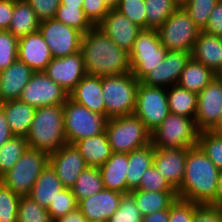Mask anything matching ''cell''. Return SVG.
Wrapping results in <instances>:
<instances>
[{"label": "cell", "mask_w": 222, "mask_h": 222, "mask_svg": "<svg viewBox=\"0 0 222 222\" xmlns=\"http://www.w3.org/2000/svg\"><path fill=\"white\" fill-rule=\"evenodd\" d=\"M55 19L79 30L83 34L94 27L85 16L83 8L60 5L57 9Z\"/></svg>", "instance_id": "36"}, {"label": "cell", "mask_w": 222, "mask_h": 222, "mask_svg": "<svg viewBox=\"0 0 222 222\" xmlns=\"http://www.w3.org/2000/svg\"><path fill=\"white\" fill-rule=\"evenodd\" d=\"M49 164V154L28 148L0 180L19 196H29L41 172Z\"/></svg>", "instance_id": "7"}, {"label": "cell", "mask_w": 222, "mask_h": 222, "mask_svg": "<svg viewBox=\"0 0 222 222\" xmlns=\"http://www.w3.org/2000/svg\"><path fill=\"white\" fill-rule=\"evenodd\" d=\"M96 27L118 47L123 48L128 53L132 49L133 42L138 34L142 31L140 27L116 9L109 10L108 14Z\"/></svg>", "instance_id": "17"}, {"label": "cell", "mask_w": 222, "mask_h": 222, "mask_svg": "<svg viewBox=\"0 0 222 222\" xmlns=\"http://www.w3.org/2000/svg\"><path fill=\"white\" fill-rule=\"evenodd\" d=\"M20 198L0 180V222H17Z\"/></svg>", "instance_id": "42"}, {"label": "cell", "mask_w": 222, "mask_h": 222, "mask_svg": "<svg viewBox=\"0 0 222 222\" xmlns=\"http://www.w3.org/2000/svg\"><path fill=\"white\" fill-rule=\"evenodd\" d=\"M218 1L219 0H189L182 7L189 14L194 24L203 31Z\"/></svg>", "instance_id": "40"}, {"label": "cell", "mask_w": 222, "mask_h": 222, "mask_svg": "<svg viewBox=\"0 0 222 222\" xmlns=\"http://www.w3.org/2000/svg\"><path fill=\"white\" fill-rule=\"evenodd\" d=\"M28 149L25 136H12L0 147V178L5 175Z\"/></svg>", "instance_id": "35"}, {"label": "cell", "mask_w": 222, "mask_h": 222, "mask_svg": "<svg viewBox=\"0 0 222 222\" xmlns=\"http://www.w3.org/2000/svg\"><path fill=\"white\" fill-rule=\"evenodd\" d=\"M35 72L17 59L7 69L0 71V103L19 100L22 90Z\"/></svg>", "instance_id": "21"}, {"label": "cell", "mask_w": 222, "mask_h": 222, "mask_svg": "<svg viewBox=\"0 0 222 222\" xmlns=\"http://www.w3.org/2000/svg\"><path fill=\"white\" fill-rule=\"evenodd\" d=\"M83 10L85 16L94 27H96L109 12L103 0H84Z\"/></svg>", "instance_id": "49"}, {"label": "cell", "mask_w": 222, "mask_h": 222, "mask_svg": "<svg viewBox=\"0 0 222 222\" xmlns=\"http://www.w3.org/2000/svg\"><path fill=\"white\" fill-rule=\"evenodd\" d=\"M80 51L88 75L103 77L131 72L129 53L97 27L83 34Z\"/></svg>", "instance_id": "1"}, {"label": "cell", "mask_w": 222, "mask_h": 222, "mask_svg": "<svg viewBox=\"0 0 222 222\" xmlns=\"http://www.w3.org/2000/svg\"><path fill=\"white\" fill-rule=\"evenodd\" d=\"M87 222H107V221H87Z\"/></svg>", "instance_id": "62"}, {"label": "cell", "mask_w": 222, "mask_h": 222, "mask_svg": "<svg viewBox=\"0 0 222 222\" xmlns=\"http://www.w3.org/2000/svg\"><path fill=\"white\" fill-rule=\"evenodd\" d=\"M71 189L78 203L102 191L104 186L99 168L87 167L80 173Z\"/></svg>", "instance_id": "33"}, {"label": "cell", "mask_w": 222, "mask_h": 222, "mask_svg": "<svg viewBox=\"0 0 222 222\" xmlns=\"http://www.w3.org/2000/svg\"><path fill=\"white\" fill-rule=\"evenodd\" d=\"M211 69L195 61L192 57L186 63L177 85L196 94L200 93L215 77Z\"/></svg>", "instance_id": "31"}, {"label": "cell", "mask_w": 222, "mask_h": 222, "mask_svg": "<svg viewBox=\"0 0 222 222\" xmlns=\"http://www.w3.org/2000/svg\"><path fill=\"white\" fill-rule=\"evenodd\" d=\"M36 13L40 22L54 19L57 9L60 6V0H26Z\"/></svg>", "instance_id": "48"}, {"label": "cell", "mask_w": 222, "mask_h": 222, "mask_svg": "<svg viewBox=\"0 0 222 222\" xmlns=\"http://www.w3.org/2000/svg\"><path fill=\"white\" fill-rule=\"evenodd\" d=\"M139 83L131 72L102 77L105 115L109 119L134 113Z\"/></svg>", "instance_id": "4"}, {"label": "cell", "mask_w": 222, "mask_h": 222, "mask_svg": "<svg viewBox=\"0 0 222 222\" xmlns=\"http://www.w3.org/2000/svg\"><path fill=\"white\" fill-rule=\"evenodd\" d=\"M203 31L211 35L222 36V0L216 3Z\"/></svg>", "instance_id": "52"}, {"label": "cell", "mask_w": 222, "mask_h": 222, "mask_svg": "<svg viewBox=\"0 0 222 222\" xmlns=\"http://www.w3.org/2000/svg\"><path fill=\"white\" fill-rule=\"evenodd\" d=\"M17 222H55L47 209L39 206L30 196H21Z\"/></svg>", "instance_id": "37"}, {"label": "cell", "mask_w": 222, "mask_h": 222, "mask_svg": "<svg viewBox=\"0 0 222 222\" xmlns=\"http://www.w3.org/2000/svg\"><path fill=\"white\" fill-rule=\"evenodd\" d=\"M74 145L88 167H101L113 153L106 132L77 141Z\"/></svg>", "instance_id": "26"}, {"label": "cell", "mask_w": 222, "mask_h": 222, "mask_svg": "<svg viewBox=\"0 0 222 222\" xmlns=\"http://www.w3.org/2000/svg\"><path fill=\"white\" fill-rule=\"evenodd\" d=\"M222 115V78L217 75L200 93L197 94V129L212 131Z\"/></svg>", "instance_id": "14"}, {"label": "cell", "mask_w": 222, "mask_h": 222, "mask_svg": "<svg viewBox=\"0 0 222 222\" xmlns=\"http://www.w3.org/2000/svg\"><path fill=\"white\" fill-rule=\"evenodd\" d=\"M199 206L200 204L178 198L169 208V222H192Z\"/></svg>", "instance_id": "47"}, {"label": "cell", "mask_w": 222, "mask_h": 222, "mask_svg": "<svg viewBox=\"0 0 222 222\" xmlns=\"http://www.w3.org/2000/svg\"><path fill=\"white\" fill-rule=\"evenodd\" d=\"M198 146L215 166L222 171V136L213 131H201Z\"/></svg>", "instance_id": "38"}, {"label": "cell", "mask_w": 222, "mask_h": 222, "mask_svg": "<svg viewBox=\"0 0 222 222\" xmlns=\"http://www.w3.org/2000/svg\"><path fill=\"white\" fill-rule=\"evenodd\" d=\"M103 2L109 10H113L116 9L119 0H103Z\"/></svg>", "instance_id": "59"}, {"label": "cell", "mask_w": 222, "mask_h": 222, "mask_svg": "<svg viewBox=\"0 0 222 222\" xmlns=\"http://www.w3.org/2000/svg\"><path fill=\"white\" fill-rule=\"evenodd\" d=\"M105 132L114 153H129L151 144V132L134 114L110 118Z\"/></svg>", "instance_id": "5"}, {"label": "cell", "mask_w": 222, "mask_h": 222, "mask_svg": "<svg viewBox=\"0 0 222 222\" xmlns=\"http://www.w3.org/2000/svg\"><path fill=\"white\" fill-rule=\"evenodd\" d=\"M68 98V92L44 72H35L22 90L19 100L37 109L44 106L63 105Z\"/></svg>", "instance_id": "13"}, {"label": "cell", "mask_w": 222, "mask_h": 222, "mask_svg": "<svg viewBox=\"0 0 222 222\" xmlns=\"http://www.w3.org/2000/svg\"><path fill=\"white\" fill-rule=\"evenodd\" d=\"M142 218L134 197L128 193L122 196L118 209L107 222H141Z\"/></svg>", "instance_id": "44"}, {"label": "cell", "mask_w": 222, "mask_h": 222, "mask_svg": "<svg viewBox=\"0 0 222 222\" xmlns=\"http://www.w3.org/2000/svg\"><path fill=\"white\" fill-rule=\"evenodd\" d=\"M146 29L158 30L179 7L175 0H144Z\"/></svg>", "instance_id": "34"}, {"label": "cell", "mask_w": 222, "mask_h": 222, "mask_svg": "<svg viewBox=\"0 0 222 222\" xmlns=\"http://www.w3.org/2000/svg\"><path fill=\"white\" fill-rule=\"evenodd\" d=\"M18 59L34 72H43L53 59L48 44L39 31L18 39Z\"/></svg>", "instance_id": "20"}, {"label": "cell", "mask_w": 222, "mask_h": 222, "mask_svg": "<svg viewBox=\"0 0 222 222\" xmlns=\"http://www.w3.org/2000/svg\"><path fill=\"white\" fill-rule=\"evenodd\" d=\"M192 222H222V208L200 205L194 213Z\"/></svg>", "instance_id": "50"}, {"label": "cell", "mask_w": 222, "mask_h": 222, "mask_svg": "<svg viewBox=\"0 0 222 222\" xmlns=\"http://www.w3.org/2000/svg\"><path fill=\"white\" fill-rule=\"evenodd\" d=\"M144 0H119L116 10L125 15L142 30H146V10Z\"/></svg>", "instance_id": "45"}, {"label": "cell", "mask_w": 222, "mask_h": 222, "mask_svg": "<svg viewBox=\"0 0 222 222\" xmlns=\"http://www.w3.org/2000/svg\"><path fill=\"white\" fill-rule=\"evenodd\" d=\"M38 31L48 44L53 58L66 57L80 51L83 33L55 18L40 22Z\"/></svg>", "instance_id": "12"}, {"label": "cell", "mask_w": 222, "mask_h": 222, "mask_svg": "<svg viewBox=\"0 0 222 222\" xmlns=\"http://www.w3.org/2000/svg\"><path fill=\"white\" fill-rule=\"evenodd\" d=\"M212 131L214 133L222 136V115H221L219 122L217 123V125L215 126V128Z\"/></svg>", "instance_id": "60"}, {"label": "cell", "mask_w": 222, "mask_h": 222, "mask_svg": "<svg viewBox=\"0 0 222 222\" xmlns=\"http://www.w3.org/2000/svg\"><path fill=\"white\" fill-rule=\"evenodd\" d=\"M26 139L28 148L47 154H51L67 144L63 105L37 108Z\"/></svg>", "instance_id": "3"}, {"label": "cell", "mask_w": 222, "mask_h": 222, "mask_svg": "<svg viewBox=\"0 0 222 222\" xmlns=\"http://www.w3.org/2000/svg\"><path fill=\"white\" fill-rule=\"evenodd\" d=\"M191 57L204 64L215 74L222 73V40L220 36L200 31Z\"/></svg>", "instance_id": "23"}, {"label": "cell", "mask_w": 222, "mask_h": 222, "mask_svg": "<svg viewBox=\"0 0 222 222\" xmlns=\"http://www.w3.org/2000/svg\"><path fill=\"white\" fill-rule=\"evenodd\" d=\"M12 136L14 135L11 133L5 114L0 108V147L5 144Z\"/></svg>", "instance_id": "54"}, {"label": "cell", "mask_w": 222, "mask_h": 222, "mask_svg": "<svg viewBox=\"0 0 222 222\" xmlns=\"http://www.w3.org/2000/svg\"><path fill=\"white\" fill-rule=\"evenodd\" d=\"M210 206L222 208V171L219 172L218 176L215 200L210 204Z\"/></svg>", "instance_id": "57"}, {"label": "cell", "mask_w": 222, "mask_h": 222, "mask_svg": "<svg viewBox=\"0 0 222 222\" xmlns=\"http://www.w3.org/2000/svg\"><path fill=\"white\" fill-rule=\"evenodd\" d=\"M191 53L183 51H168L163 63H165L167 88L176 85L179 77L185 68L186 63L190 60Z\"/></svg>", "instance_id": "39"}, {"label": "cell", "mask_w": 222, "mask_h": 222, "mask_svg": "<svg viewBox=\"0 0 222 222\" xmlns=\"http://www.w3.org/2000/svg\"><path fill=\"white\" fill-rule=\"evenodd\" d=\"M168 50L161 44L157 30H142L129 52L131 73L141 81L162 62Z\"/></svg>", "instance_id": "10"}, {"label": "cell", "mask_w": 222, "mask_h": 222, "mask_svg": "<svg viewBox=\"0 0 222 222\" xmlns=\"http://www.w3.org/2000/svg\"><path fill=\"white\" fill-rule=\"evenodd\" d=\"M130 194L134 197L137 208L143 217L155 212L169 210L178 199L177 191L152 192L133 189Z\"/></svg>", "instance_id": "28"}, {"label": "cell", "mask_w": 222, "mask_h": 222, "mask_svg": "<svg viewBox=\"0 0 222 222\" xmlns=\"http://www.w3.org/2000/svg\"><path fill=\"white\" fill-rule=\"evenodd\" d=\"M189 0H175V2L179 5V6H183L185 3H187Z\"/></svg>", "instance_id": "61"}, {"label": "cell", "mask_w": 222, "mask_h": 222, "mask_svg": "<svg viewBox=\"0 0 222 222\" xmlns=\"http://www.w3.org/2000/svg\"><path fill=\"white\" fill-rule=\"evenodd\" d=\"M49 164L66 188H71L80 173L88 167L75 145L68 143L49 154Z\"/></svg>", "instance_id": "16"}, {"label": "cell", "mask_w": 222, "mask_h": 222, "mask_svg": "<svg viewBox=\"0 0 222 222\" xmlns=\"http://www.w3.org/2000/svg\"><path fill=\"white\" fill-rule=\"evenodd\" d=\"M219 172L198 145L187 148L185 174L177 190L178 198L210 205L215 200Z\"/></svg>", "instance_id": "2"}, {"label": "cell", "mask_w": 222, "mask_h": 222, "mask_svg": "<svg viewBox=\"0 0 222 222\" xmlns=\"http://www.w3.org/2000/svg\"><path fill=\"white\" fill-rule=\"evenodd\" d=\"M140 82L147 86L162 87L167 89L165 63H163V61L160 62Z\"/></svg>", "instance_id": "51"}, {"label": "cell", "mask_w": 222, "mask_h": 222, "mask_svg": "<svg viewBox=\"0 0 222 222\" xmlns=\"http://www.w3.org/2000/svg\"><path fill=\"white\" fill-rule=\"evenodd\" d=\"M84 0H60V5L83 8Z\"/></svg>", "instance_id": "58"}, {"label": "cell", "mask_w": 222, "mask_h": 222, "mask_svg": "<svg viewBox=\"0 0 222 222\" xmlns=\"http://www.w3.org/2000/svg\"><path fill=\"white\" fill-rule=\"evenodd\" d=\"M68 94L87 74L81 51L61 58H53L43 71Z\"/></svg>", "instance_id": "15"}, {"label": "cell", "mask_w": 222, "mask_h": 222, "mask_svg": "<svg viewBox=\"0 0 222 222\" xmlns=\"http://www.w3.org/2000/svg\"><path fill=\"white\" fill-rule=\"evenodd\" d=\"M155 147L151 144L128 153L127 194L136 189L144 172L153 165Z\"/></svg>", "instance_id": "29"}, {"label": "cell", "mask_w": 222, "mask_h": 222, "mask_svg": "<svg viewBox=\"0 0 222 222\" xmlns=\"http://www.w3.org/2000/svg\"><path fill=\"white\" fill-rule=\"evenodd\" d=\"M14 12V0H0V30H8Z\"/></svg>", "instance_id": "53"}, {"label": "cell", "mask_w": 222, "mask_h": 222, "mask_svg": "<svg viewBox=\"0 0 222 222\" xmlns=\"http://www.w3.org/2000/svg\"><path fill=\"white\" fill-rule=\"evenodd\" d=\"M18 38L8 30H0V71L18 59Z\"/></svg>", "instance_id": "43"}, {"label": "cell", "mask_w": 222, "mask_h": 222, "mask_svg": "<svg viewBox=\"0 0 222 222\" xmlns=\"http://www.w3.org/2000/svg\"><path fill=\"white\" fill-rule=\"evenodd\" d=\"M170 113L167 89L139 83L136 94L134 115L137 116L152 133Z\"/></svg>", "instance_id": "11"}, {"label": "cell", "mask_w": 222, "mask_h": 222, "mask_svg": "<svg viewBox=\"0 0 222 222\" xmlns=\"http://www.w3.org/2000/svg\"><path fill=\"white\" fill-rule=\"evenodd\" d=\"M69 98L91 112L105 114L102 77L100 76L86 74L69 93Z\"/></svg>", "instance_id": "22"}, {"label": "cell", "mask_w": 222, "mask_h": 222, "mask_svg": "<svg viewBox=\"0 0 222 222\" xmlns=\"http://www.w3.org/2000/svg\"><path fill=\"white\" fill-rule=\"evenodd\" d=\"M88 220L84 217L79 209L68 213L55 220V222H87Z\"/></svg>", "instance_id": "56"}, {"label": "cell", "mask_w": 222, "mask_h": 222, "mask_svg": "<svg viewBox=\"0 0 222 222\" xmlns=\"http://www.w3.org/2000/svg\"><path fill=\"white\" fill-rule=\"evenodd\" d=\"M78 204L79 203L75 198L72 189L64 187L61 191L58 192V196L47 208V211L55 221L58 218L77 210Z\"/></svg>", "instance_id": "41"}, {"label": "cell", "mask_w": 222, "mask_h": 222, "mask_svg": "<svg viewBox=\"0 0 222 222\" xmlns=\"http://www.w3.org/2000/svg\"><path fill=\"white\" fill-rule=\"evenodd\" d=\"M136 189L152 192L176 191L166 178L160 175V172H158L154 165L144 172L141 182Z\"/></svg>", "instance_id": "46"}, {"label": "cell", "mask_w": 222, "mask_h": 222, "mask_svg": "<svg viewBox=\"0 0 222 222\" xmlns=\"http://www.w3.org/2000/svg\"><path fill=\"white\" fill-rule=\"evenodd\" d=\"M161 44L168 51H183L192 54L200 29L194 24L182 6L157 30Z\"/></svg>", "instance_id": "9"}, {"label": "cell", "mask_w": 222, "mask_h": 222, "mask_svg": "<svg viewBox=\"0 0 222 222\" xmlns=\"http://www.w3.org/2000/svg\"><path fill=\"white\" fill-rule=\"evenodd\" d=\"M40 27L36 13L26 0H14V12L8 31L18 39L35 33Z\"/></svg>", "instance_id": "30"}, {"label": "cell", "mask_w": 222, "mask_h": 222, "mask_svg": "<svg viewBox=\"0 0 222 222\" xmlns=\"http://www.w3.org/2000/svg\"><path fill=\"white\" fill-rule=\"evenodd\" d=\"M199 133L194 118L169 113L151 133V143L155 148H191L198 145Z\"/></svg>", "instance_id": "6"}, {"label": "cell", "mask_w": 222, "mask_h": 222, "mask_svg": "<svg viewBox=\"0 0 222 222\" xmlns=\"http://www.w3.org/2000/svg\"><path fill=\"white\" fill-rule=\"evenodd\" d=\"M167 99L170 113L195 118L197 112V94L180 86L167 88Z\"/></svg>", "instance_id": "32"}, {"label": "cell", "mask_w": 222, "mask_h": 222, "mask_svg": "<svg viewBox=\"0 0 222 222\" xmlns=\"http://www.w3.org/2000/svg\"><path fill=\"white\" fill-rule=\"evenodd\" d=\"M141 222H169V210L146 215L142 218Z\"/></svg>", "instance_id": "55"}, {"label": "cell", "mask_w": 222, "mask_h": 222, "mask_svg": "<svg viewBox=\"0 0 222 222\" xmlns=\"http://www.w3.org/2000/svg\"><path fill=\"white\" fill-rule=\"evenodd\" d=\"M64 130L68 144H74L105 132L109 118L105 114L91 112L70 98L63 104Z\"/></svg>", "instance_id": "8"}, {"label": "cell", "mask_w": 222, "mask_h": 222, "mask_svg": "<svg viewBox=\"0 0 222 222\" xmlns=\"http://www.w3.org/2000/svg\"><path fill=\"white\" fill-rule=\"evenodd\" d=\"M128 153H112L99 167L104 189L127 194Z\"/></svg>", "instance_id": "24"}, {"label": "cell", "mask_w": 222, "mask_h": 222, "mask_svg": "<svg viewBox=\"0 0 222 222\" xmlns=\"http://www.w3.org/2000/svg\"><path fill=\"white\" fill-rule=\"evenodd\" d=\"M124 194L103 189L78 204V209L88 221H108L118 209Z\"/></svg>", "instance_id": "19"}, {"label": "cell", "mask_w": 222, "mask_h": 222, "mask_svg": "<svg viewBox=\"0 0 222 222\" xmlns=\"http://www.w3.org/2000/svg\"><path fill=\"white\" fill-rule=\"evenodd\" d=\"M63 188L55 170L48 164L37 178L29 196L39 206L47 209Z\"/></svg>", "instance_id": "27"}, {"label": "cell", "mask_w": 222, "mask_h": 222, "mask_svg": "<svg viewBox=\"0 0 222 222\" xmlns=\"http://www.w3.org/2000/svg\"><path fill=\"white\" fill-rule=\"evenodd\" d=\"M10 131L15 136H27L32 125L35 108L20 100L0 103Z\"/></svg>", "instance_id": "25"}, {"label": "cell", "mask_w": 222, "mask_h": 222, "mask_svg": "<svg viewBox=\"0 0 222 222\" xmlns=\"http://www.w3.org/2000/svg\"><path fill=\"white\" fill-rule=\"evenodd\" d=\"M186 157L187 148H155L153 165L176 191L184 178Z\"/></svg>", "instance_id": "18"}]
</instances>
